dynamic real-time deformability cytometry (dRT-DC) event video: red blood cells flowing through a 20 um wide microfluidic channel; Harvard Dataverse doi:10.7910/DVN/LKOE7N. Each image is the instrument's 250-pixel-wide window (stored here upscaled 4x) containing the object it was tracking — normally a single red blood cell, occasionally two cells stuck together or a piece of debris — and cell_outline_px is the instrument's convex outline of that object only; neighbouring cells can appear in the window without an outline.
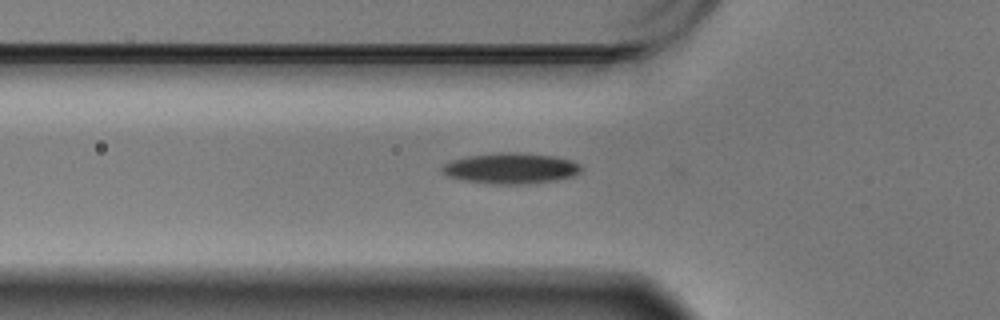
{"species": "Egyptian fruit bat (a non-hibernating species)", "species_latin": "Rousettus aegyptiacus", "temperature_condition": "warm", "stored_images_in_passage": 3, "camera_frame_rate_fps": 3000, "um_per_image_px": 0.085, "animal": {"sex": "male"}, "frame": {"image": 1, "passage_image": 2, "time_ms": 0.333, "image_size_px": [1000, 320], "cell_outline_px": [[584, 172], [572, 176], [556, 180], [520, 184], [492, 184], [464, 180], [448, 176], [440, 168], [444, 164], [452, 160], [468, 156], [500, 152], [512, 152], [556, 156], [572, 160], [580, 164], [584, 168]], "centroid_in_image_um": [43.48, 14.3], "position_along_channel_um": 82.3, "area_um2": 24.97}}